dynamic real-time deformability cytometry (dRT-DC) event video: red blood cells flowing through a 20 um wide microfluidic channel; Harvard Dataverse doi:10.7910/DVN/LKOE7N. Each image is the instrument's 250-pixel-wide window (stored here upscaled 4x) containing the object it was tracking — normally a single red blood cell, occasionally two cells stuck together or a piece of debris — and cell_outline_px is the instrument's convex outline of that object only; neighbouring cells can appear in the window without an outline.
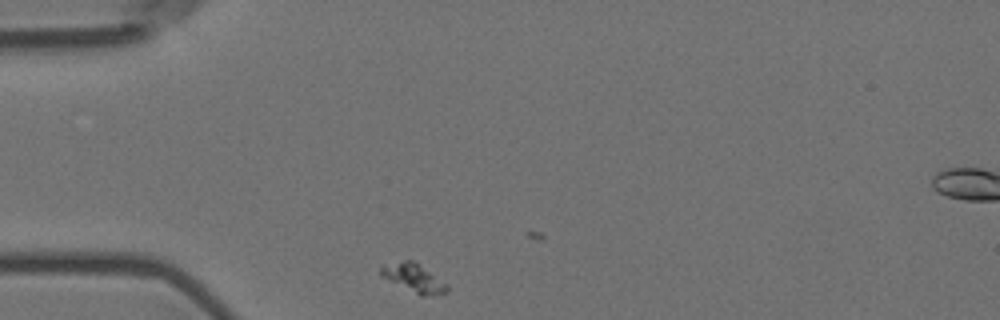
{"species": "Egyptian fruit bat (a non-hibernating species)", "species_latin": "Rousettus aegyptiacus", "temperature_condition": "room temperature", "stored_images_in_passage": 7, "camera_frame_rate_fps": 3000, "um_per_image_px": 0.085, "animal": {"sex": "female"}, "frame": {"image": 1, "passage_image": 3, "time_ms": 0.667, "image_size_px": [1000, 320], "cell_outline_px": [[448, 292], [424, 296], [420, 296], [380, 276], [380, 264], [404, 260], [416, 260], [448, 284]], "centroid_in_image_um": [35.15, 23.59], "position_along_channel_um": 49.8, "area_um2": 11.33}}